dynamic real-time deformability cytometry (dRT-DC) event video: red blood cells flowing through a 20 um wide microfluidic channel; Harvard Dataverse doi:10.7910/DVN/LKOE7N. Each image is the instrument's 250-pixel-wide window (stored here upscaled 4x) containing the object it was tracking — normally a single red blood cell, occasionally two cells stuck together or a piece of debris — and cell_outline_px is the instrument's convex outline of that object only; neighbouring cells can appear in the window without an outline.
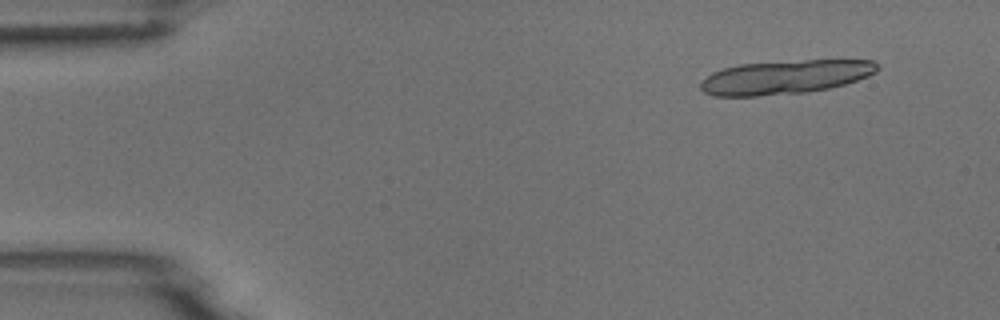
{"species": "common noctule bat (a hibernating species)", "species_latin": "Nyctalus noctula", "temperature_condition": "room temperature", "stored_images_in_passage": 6, "camera_frame_rate_fps": 3000, "um_per_image_px": 0.085, "animal": {"sex": "male", "body_mass_g": 18.8}, "frame": {"image": 1, "passage_image": 2, "time_ms": 1.333, "image_size_px": [1000, 320], "cell_outline_px": [[880, 68], [876, 72], [868, 76], [844, 84], [828, 88], [808, 92], [756, 96], [712, 96], [704, 92], [700, 88], [700, 80], [712, 72], [724, 68], [740, 64], [804, 60], [872, 60], [880, 64]], "centroid_in_image_um": [66.73, 6.55], "position_along_channel_um": 18.3, "area_um2": 34.97}}